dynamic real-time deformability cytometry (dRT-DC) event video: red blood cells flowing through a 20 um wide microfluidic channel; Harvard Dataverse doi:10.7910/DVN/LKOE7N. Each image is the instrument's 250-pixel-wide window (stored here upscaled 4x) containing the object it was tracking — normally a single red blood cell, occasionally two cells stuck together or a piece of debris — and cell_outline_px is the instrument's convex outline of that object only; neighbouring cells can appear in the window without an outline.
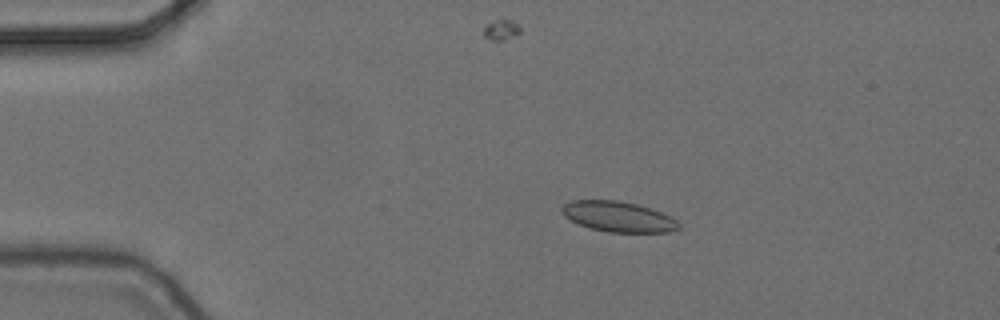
{"species": "common noctule bat (a hibernating species)", "species_latin": "Nyctalus noctula", "temperature_condition": "cold", "stored_images_in_passage": 5, "camera_frame_rate_fps": 3000, "um_per_image_px": 0.085, "animal": {"sex": "female", "body_mass_g": 24.6, "forearm_length_mm": 56.2}, "frame": {"image": 1, "passage_image": 4, "time_ms": 1.0, "image_size_px": [1000, 320], "cell_outline_px": [[680, 228], [668, 232], [608, 232], [588, 228], [564, 216], [560, 208], [564, 204], [572, 200], [616, 200], [636, 204], [660, 212], [676, 220], [680, 224]], "centroid_in_image_um": [52.52, 18.42], "position_along_channel_um": 32.5, "area_um2": 20.52}}